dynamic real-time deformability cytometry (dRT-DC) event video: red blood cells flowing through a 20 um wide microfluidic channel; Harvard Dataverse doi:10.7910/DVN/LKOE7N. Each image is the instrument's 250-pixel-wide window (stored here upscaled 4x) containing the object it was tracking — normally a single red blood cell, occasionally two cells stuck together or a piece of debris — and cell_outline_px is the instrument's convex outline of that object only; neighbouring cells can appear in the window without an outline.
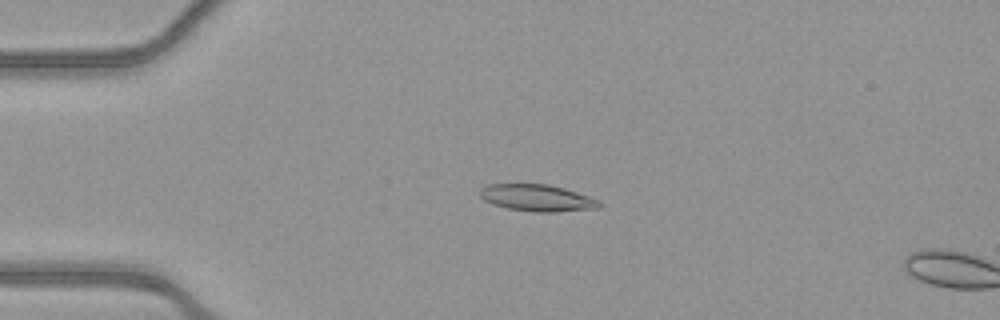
{"species": "common noctule bat (a hibernating species)", "species_latin": "Nyctalus noctula", "temperature_condition": "warm", "stored_images_in_passage": 14, "camera_frame_rate_fps": 3000, "um_per_image_px": 0.085, "animal": {"sex": "female", "body_mass_g": 21.9}, "frame": {"image": 1, "passage_image": 12, "time_ms": 3.667, "image_size_px": [1000, 320], "cell_outline_px": [[604, 204], [596, 208], [556, 212], [532, 212], [508, 208], [492, 204], [484, 200], [480, 196], [480, 188], [488, 184], [548, 184], [564, 188], [600, 200]], "centroid_in_image_um": [45.66, 16.82], "position_along_channel_um": 39.3, "area_um2": 18.67}}